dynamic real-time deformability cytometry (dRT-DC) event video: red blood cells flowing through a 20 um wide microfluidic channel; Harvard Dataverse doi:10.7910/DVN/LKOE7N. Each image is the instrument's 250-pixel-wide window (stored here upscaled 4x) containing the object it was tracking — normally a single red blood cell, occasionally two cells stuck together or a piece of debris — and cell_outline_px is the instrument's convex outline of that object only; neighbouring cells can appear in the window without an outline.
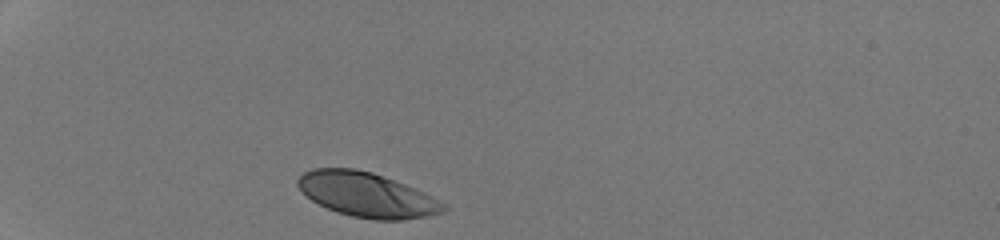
{"species": "human", "species_latin": "Homo sapiens", "temperature_condition": "room temperature", "stored_images_in_passage": 29, "camera_frame_rate_fps": 3000, "um_per_image_px": 0.085, "donor": {"sex": "male"}, "frame": {"image": 1, "passage_image": 1, "time_ms": 0.0, "image_size_px": [1000, 240], "cell_outline_px": [[452, 208], [444, 212], [424, 216], [400, 220], [376, 220], [352, 216], [336, 212], [312, 200], [296, 184], [296, 180], [304, 172], [312, 168], [356, 168], [372, 172], [404, 184], [440, 200], [448, 204]], "centroid_in_image_um": [31.21, 16.55], "position_along_channel_um": 53.8, "area_um2": 37.69}}
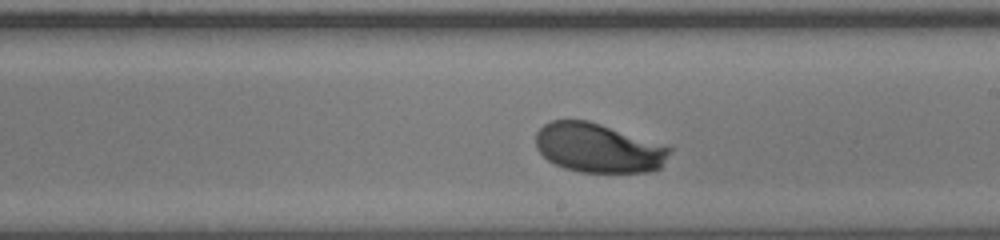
{"frame": {"image": 2, "passage_image": 17, "time_ms": 5.333, "image_size_px": [1000, 240], "cell_outline_px": [[672, 152], [660, 168], [648, 172], [580, 172], [564, 168], [548, 160], [536, 148], [536, 132], [544, 124], [552, 120], [588, 120], [672, 148]], "centroid_in_image_um": [50.83, 12.59], "position_along_channel_um": 238.2, "area_um2": 38.09}}
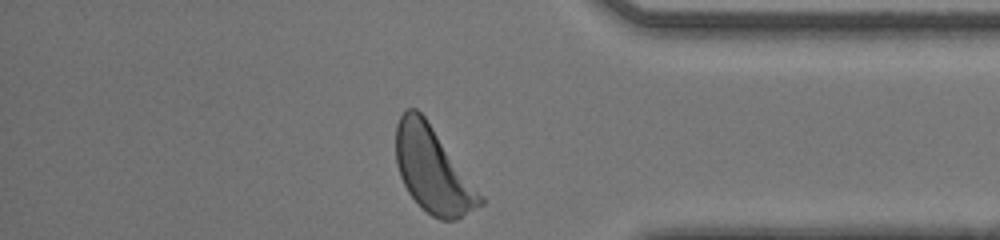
{"frame": {"image": 3, "passage_image": 29, "time_ms": 9.333, "image_size_px": [1000, 240], "cell_outline_px": [[484, 204], [456, 220], [440, 220], [432, 216], [408, 192], [400, 176], [396, 164], [396, 124], [400, 116], [408, 108], [416, 108], [424, 116], [484, 200]], "centroid_in_image_um": [36.75, 14.45], "position_along_channel_um": 398.5, "area_um2": 40.69}, "authors_computed_cell_mechanics": {"area_um2": 38.6104, "velocity_mm_per_s": 4.2239, "shape_relaxation_time_tau1_ms": 1.6587, "shape_relaxation_time_tau2_ms": null, "deformation_change_tau1": 0.1256, "deformation_change_tau2": null}}